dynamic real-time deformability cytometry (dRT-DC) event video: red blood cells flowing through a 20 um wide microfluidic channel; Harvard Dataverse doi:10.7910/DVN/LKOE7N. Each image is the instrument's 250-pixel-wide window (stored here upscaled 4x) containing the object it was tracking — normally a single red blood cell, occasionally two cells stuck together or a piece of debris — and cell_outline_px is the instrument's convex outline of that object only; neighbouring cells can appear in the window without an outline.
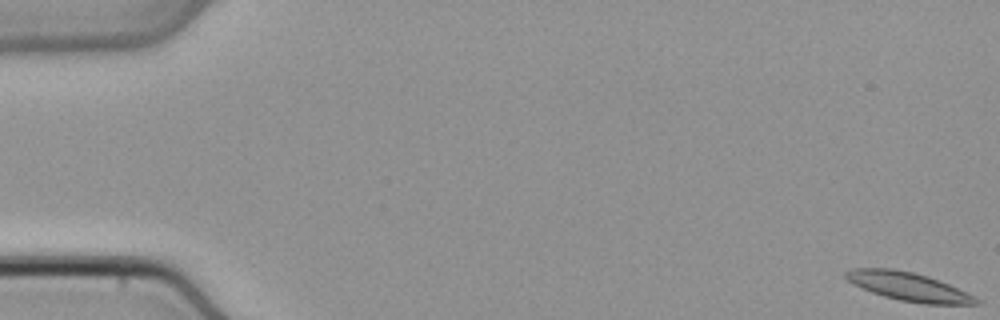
{"species": "common noctule bat (a hibernating species)", "species_latin": "Nyctalus noctula", "temperature_condition": "cold", "stored_images_in_passage": 52, "camera_frame_rate_fps": 3000, "um_per_image_px": 0.085, "animal": {"sex": "male", "body_mass_g": 21.5, "forearm_length_mm": 52.0}, "frame": {"image": 1, "passage_image": 1, "time_ms": 0.0, "image_size_px": [1000, 320], "cell_outline_px": [[980, 304], [924, 304], [900, 300], [884, 296], [872, 292], [852, 284], [844, 276], [844, 272], [852, 268], [892, 268], [912, 272], [928, 276], [948, 284], [980, 300]], "centroid_in_image_um": [77.16, 24.35], "position_along_channel_um": 7.8, "area_um2": 21.39}}
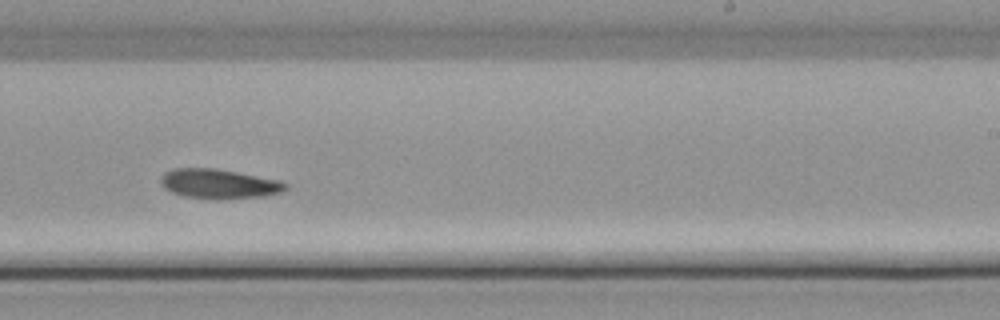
{"frame": {"image": 2, "passage_image": 32, "time_ms": 10.333, "image_size_px": [1000, 320], "cell_outline_px": [[288, 188], [280, 192], [264, 196], [220, 200], [184, 196], [172, 192], [164, 188], [160, 184], [160, 176], [164, 172], [172, 168], [216, 168], [280, 180], [288, 184]], "centroid_in_image_um": [18.59, 15.62], "position_along_channel_um": 270.4, "area_um2": 21.79}}
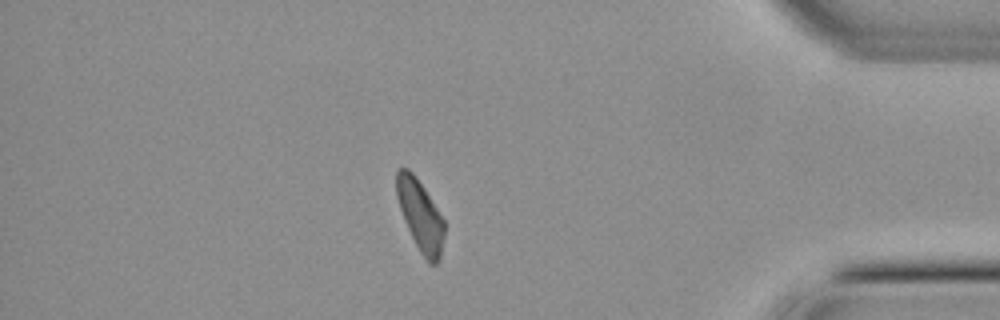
{"frame": {"image": 3, "passage_image": 44, "time_ms": 14.333, "image_size_px": [1000, 320], "cell_outline_px": [[444, 236], [440, 260], [436, 264], [428, 264], [420, 252], [404, 220], [396, 196], [396, 168], [408, 168], [412, 172], [424, 188], [444, 220]], "centroid_in_image_um": [35.72, 18.32], "position_along_channel_um": 399.5, "area_um2": 19.65}}